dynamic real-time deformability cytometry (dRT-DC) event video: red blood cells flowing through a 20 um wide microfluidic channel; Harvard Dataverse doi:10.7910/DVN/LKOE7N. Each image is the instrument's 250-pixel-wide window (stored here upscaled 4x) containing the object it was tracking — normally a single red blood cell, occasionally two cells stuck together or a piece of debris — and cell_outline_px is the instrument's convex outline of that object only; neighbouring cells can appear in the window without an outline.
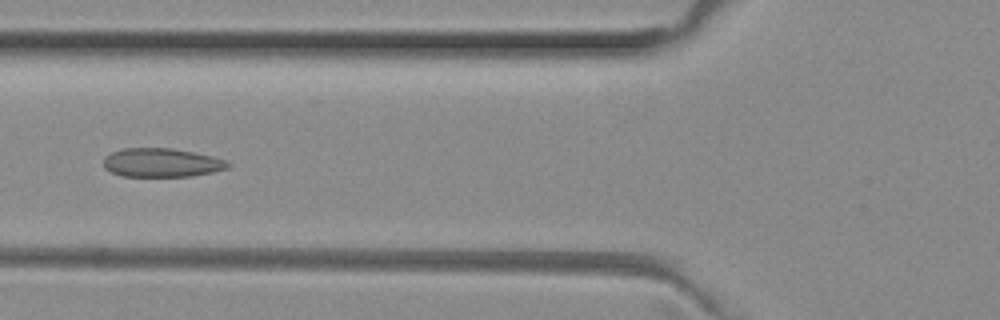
{"species": "common noctule bat (a hibernating species)", "species_latin": "Nyctalus noctula", "temperature_condition": "room temperature", "stored_images_in_passage": 50, "camera_frame_rate_fps": 3000, "um_per_image_px": 0.085, "animal": {"sex": "female", "body_mass_g": 29.2, "forearm_length_mm": 56.3}, "frame": {"image": 1, "passage_image": 18, "time_ms": 5.667, "image_size_px": [1000, 320], "cell_outline_px": [[232, 164], [228, 168], [212, 172], [192, 176], [120, 176], [104, 168], [104, 156], [112, 152], [124, 148], [172, 148], [212, 156], [228, 160]], "centroid_in_image_um": [13.75, 13.82], "position_along_channel_um": 112.0, "area_um2": 20.92}}
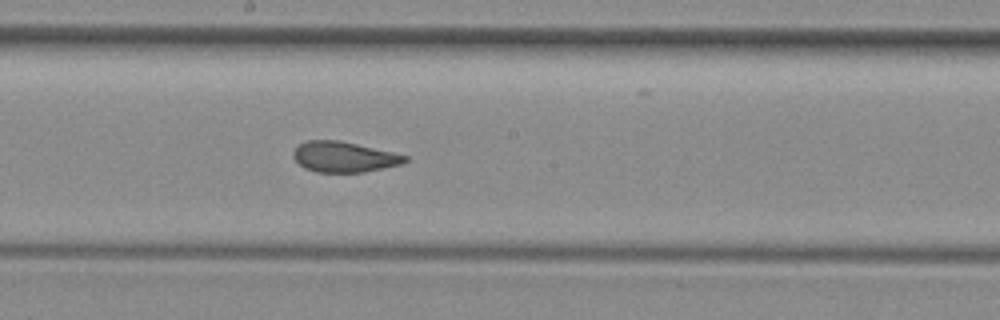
{"frame": {"image": 2, "passage_image": 26, "time_ms": 8.333, "image_size_px": [1000, 320], "cell_outline_px": [[408, 160], [400, 164], [364, 172], [316, 172], [304, 168], [292, 156], [292, 152], [300, 144], [308, 140], [340, 140], [392, 152], [408, 156]], "centroid_in_image_um": [29.22, 13.33], "position_along_channel_um": 219.0, "area_um2": 19.71}}
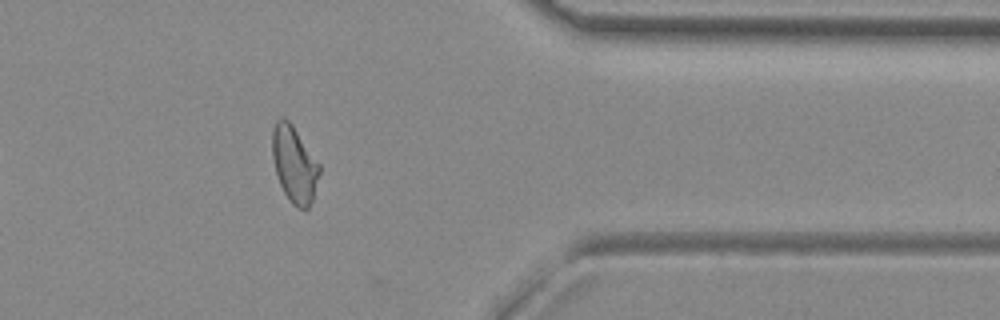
{"frame": {"image": 3, "passage_image": 40, "time_ms": 13.0, "image_size_px": [1000, 320], "cell_outline_px": [[320, 172], [312, 200], [308, 208], [300, 208], [292, 204], [288, 200], [276, 176], [272, 156], [272, 128], [276, 120], [284, 116], [292, 124], [320, 164]], "centroid_in_image_um": [25.0, 13.94], "position_along_channel_um": 386.4, "area_um2": 21.04}, "authors_computed_cell_mechanics": {"area_um2": 21.1548, "velocity_mm_per_s": 4.0039, "shape_relaxation_time_tau1_ms": null, "shape_relaxation_time_tau2_ms": 1.4752, "deformation_change_tau1": null, "deformation_change_tau2": 0.0681}}